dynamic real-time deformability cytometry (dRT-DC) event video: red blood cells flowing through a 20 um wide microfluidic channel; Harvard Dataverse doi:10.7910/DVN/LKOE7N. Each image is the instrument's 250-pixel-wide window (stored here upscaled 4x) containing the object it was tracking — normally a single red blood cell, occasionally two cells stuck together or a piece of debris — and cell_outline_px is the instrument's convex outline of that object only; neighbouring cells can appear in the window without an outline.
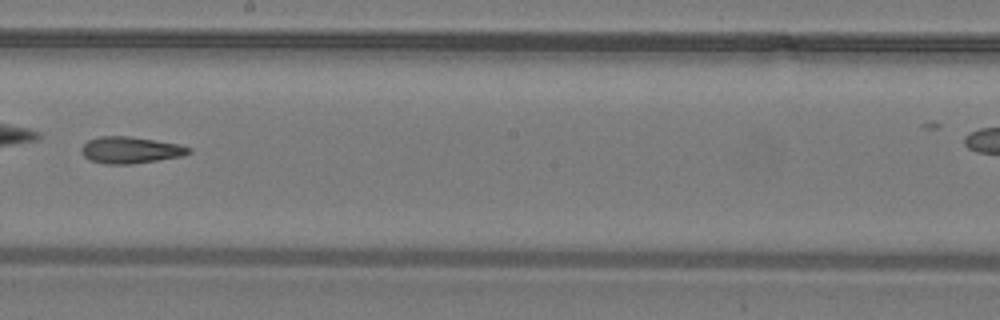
{"species": "common noctule bat (a hibernating species)", "species_latin": "Nyctalus noctula", "temperature_condition": "warm", "stored_images_in_passage": 29, "camera_frame_rate_fps": 3000, "um_per_image_px": 0.085, "animal": {"sex": "male", "body_mass_g": 19.2, "forearm_length_mm": 51.8}, "frame": {"image": 1, "passage_image": 17, "time_ms": 5.333, "image_size_px": [1000, 320], "cell_outline_px": [[192, 152], [180, 156], [156, 160], [128, 164], [104, 164], [88, 160], [80, 152], [80, 148], [88, 140], [100, 136], [128, 136], [176, 144], [192, 148]], "centroid_in_image_um": [11.01, 12.76], "position_along_channel_um": 237.2, "area_um2": 16.47}}